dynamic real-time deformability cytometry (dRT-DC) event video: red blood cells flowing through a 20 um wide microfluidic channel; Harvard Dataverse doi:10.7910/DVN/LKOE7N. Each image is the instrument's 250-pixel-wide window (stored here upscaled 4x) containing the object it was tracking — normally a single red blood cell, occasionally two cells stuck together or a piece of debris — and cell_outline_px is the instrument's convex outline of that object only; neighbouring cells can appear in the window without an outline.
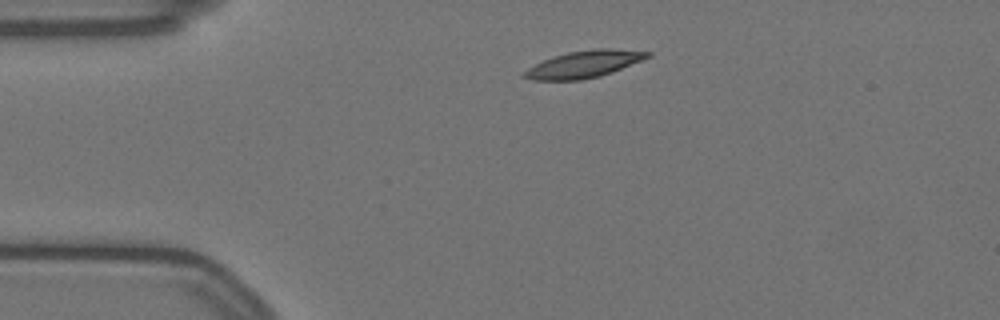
{"species": "Egyptian fruit bat (a non-hibernating species)", "species_latin": "Rousettus aegyptiacus", "temperature_condition": "warm", "stored_images_in_passage": 40, "camera_frame_rate_fps": 3000, "um_per_image_px": 0.085, "animal": {"sex": "female"}, "frame": {"image": 1, "passage_image": 1, "time_ms": 0.0, "image_size_px": [1000, 320], "cell_outline_px": [[652, 56], [612, 72], [600, 76], [580, 80], [532, 80], [520, 76], [528, 68], [552, 56], [568, 52], [596, 48], [612, 48], [652, 52]], "centroid_in_image_um": [49.65, 5.45], "position_along_channel_um": 35.3, "area_um2": 19.42}}
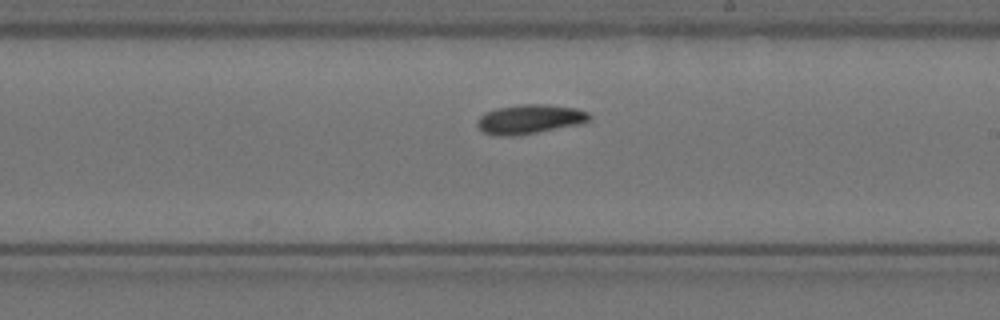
{"frame": {"image": 2, "passage_image": 22, "time_ms": 7.0, "image_size_px": [1000, 320], "cell_outline_px": [[592, 120], [580, 124], [536, 132], [512, 136], [492, 136], [484, 132], [476, 124], [476, 120], [484, 112], [496, 108], [520, 104], [548, 104], [576, 108], [588, 112], [592, 116]], "centroid_in_image_um": [45.02, 10.12], "position_along_channel_um": 244.0, "area_um2": 19.36}}
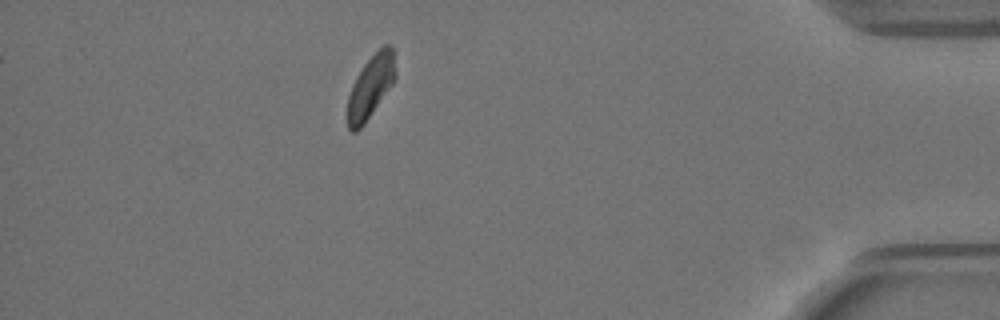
{"frame": {"image": 3, "passage_image": 40, "time_ms": 13.0, "image_size_px": [1000, 320], "cell_outline_px": [[396, 76], [392, 84], [364, 124], [356, 132], [352, 132], [348, 128], [348, 96], [352, 84], [356, 76], [364, 64], [384, 44], [388, 44], [392, 48], [396, 72]], "centroid_in_image_um": [31.5, 7.37], "position_along_channel_um": 403.7, "area_um2": 17.22}, "authors_computed_cell_mechanics": {"area_um2": 18.785, "velocity_mm_per_s": 3.4706, "shape_relaxation_time_tau1_ms": 5.4594, "shape_relaxation_time_tau2_ms": null, "deformation_change_tau1": 0.1438, "deformation_change_tau2": null}}